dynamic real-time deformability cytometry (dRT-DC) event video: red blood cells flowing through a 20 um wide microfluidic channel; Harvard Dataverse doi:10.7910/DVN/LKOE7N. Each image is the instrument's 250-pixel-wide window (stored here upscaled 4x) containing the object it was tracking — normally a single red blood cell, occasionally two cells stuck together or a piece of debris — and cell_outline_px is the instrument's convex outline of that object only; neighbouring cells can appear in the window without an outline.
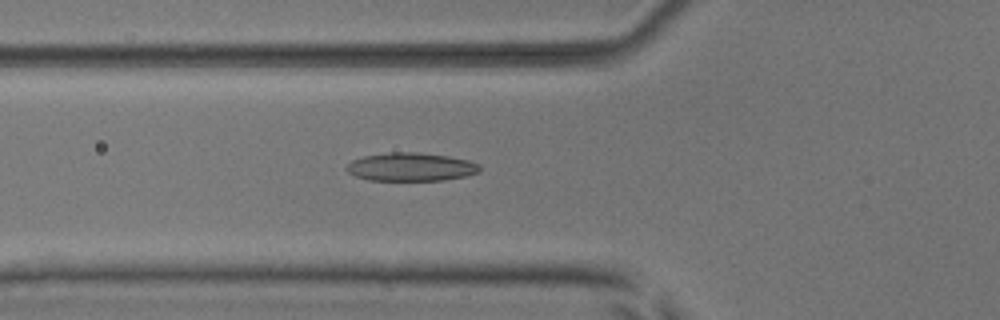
{"species": "common noctule bat (a hibernating species)", "species_latin": "Nyctalus noctula", "temperature_condition": "room temperature", "stored_images_in_passage": 44, "camera_frame_rate_fps": 3000, "um_per_image_px": 0.085, "animal": {"sex": "male", "body_mass_g": 17.9, "forearm_length_mm": 54.2}, "frame": {"image": 1, "passage_image": 11, "time_ms": 3.333, "image_size_px": [1000, 320], "cell_outline_px": [[480, 172], [464, 176], [444, 180], [368, 180], [356, 176], [348, 172], [344, 168], [352, 160], [364, 156], [388, 152], [420, 152], [448, 156], [468, 160], [480, 164]], "centroid_in_image_um": [34.92, 14.18], "position_along_channel_um": 90.9, "area_um2": 22.02}}
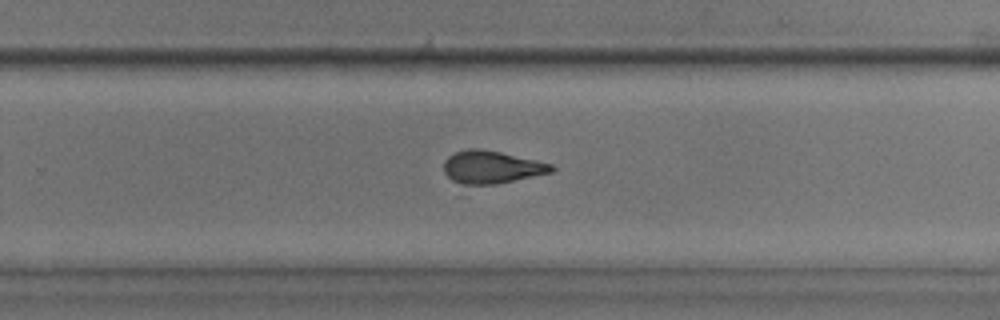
{"frame": {"image": 2, "passage_image": 26, "time_ms": 8.333, "image_size_px": [1000, 320], "cell_outline_px": [[556, 168], [552, 172], [496, 184], [464, 184], [452, 180], [444, 172], [444, 160], [448, 156], [456, 152], [468, 148], [480, 148], [500, 152], [536, 160], [552, 164]], "centroid_in_image_um": [41.78, 14.19], "position_along_channel_um": 288.0, "area_um2": 20.35}}
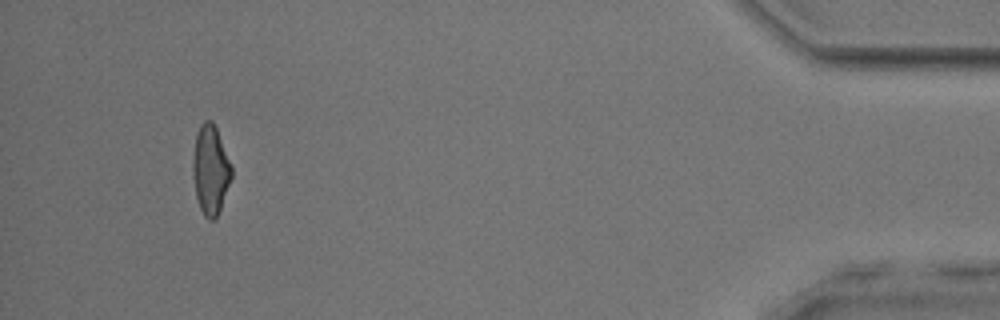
{"frame": {"image": 3, "passage_image": 41, "time_ms": 13.333, "image_size_px": [1000, 320], "cell_outline_px": [[232, 176], [220, 208], [216, 216], [212, 220], [208, 220], [204, 216], [200, 208], [196, 196], [192, 172], [192, 160], [196, 132], [200, 124], [204, 120], [212, 120], [216, 128], [232, 164]], "centroid_in_image_um": [17.88, 14.39], "position_along_channel_um": 417.3, "area_um2": 20.17}}